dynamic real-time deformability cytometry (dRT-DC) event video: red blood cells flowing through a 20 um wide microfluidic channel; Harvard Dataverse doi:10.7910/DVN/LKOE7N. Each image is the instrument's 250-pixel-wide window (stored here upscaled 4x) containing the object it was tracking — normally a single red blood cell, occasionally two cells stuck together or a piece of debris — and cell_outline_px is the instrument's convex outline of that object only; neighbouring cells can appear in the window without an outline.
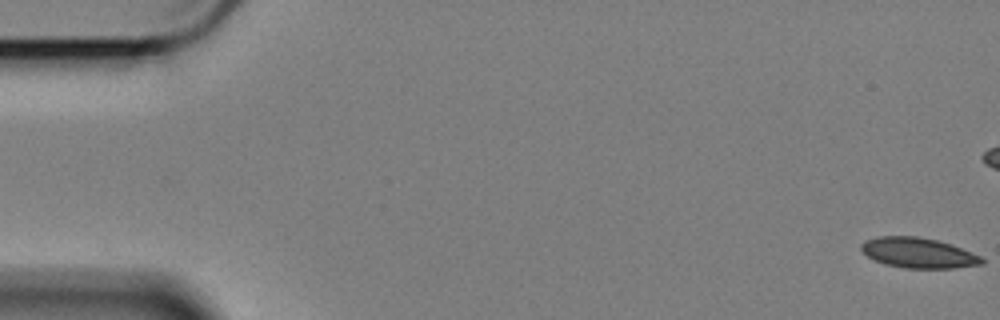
{"species": "Egyptian fruit bat (a non-hibernating species)", "species_latin": "Rousettus aegyptiacus", "temperature_condition": "cold", "stored_images_in_passage": 13, "camera_frame_rate_fps": 3000, "um_per_image_px": 0.085, "animal": {"sex": "female"}, "frame": {"image": 1, "passage_image": 1, "time_ms": 0.0, "image_size_px": [1000, 320], "cell_outline_px": [[984, 264], [952, 268], [904, 268], [884, 264], [868, 256], [860, 248], [860, 244], [864, 240], [876, 236], [916, 236], [940, 240], [952, 244], [972, 252], [980, 256], [984, 260]], "centroid_in_image_um": [78.06, 21.48], "position_along_channel_um": 6.9, "area_um2": 21.44}}